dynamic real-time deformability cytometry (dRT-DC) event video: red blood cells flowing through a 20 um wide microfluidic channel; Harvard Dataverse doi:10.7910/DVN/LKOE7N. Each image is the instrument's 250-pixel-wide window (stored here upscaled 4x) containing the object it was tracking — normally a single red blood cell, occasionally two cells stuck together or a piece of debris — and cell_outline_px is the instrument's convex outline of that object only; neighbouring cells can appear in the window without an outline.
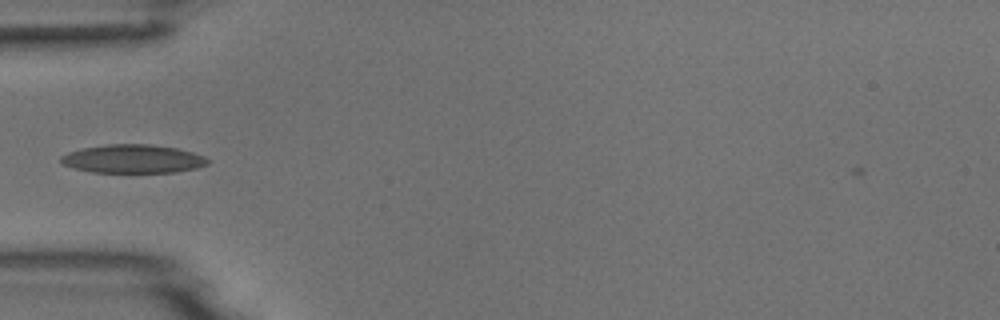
{"species": "common noctule bat (a hibernating species)", "species_latin": "Nyctalus noctula", "temperature_condition": "room temperature", "stored_images_in_passage": 1, "camera_frame_rate_fps": 3000, "um_per_image_px": 0.085, "animal": {"sex": "male", "body_mass_g": 18.8}, "frame": {"image": 1, "passage_image": 1, "time_ms": 0.0, "image_size_px": [1000, 320], "cell_outline_px": [[208, 164], [196, 168], [176, 172], [92, 172], [76, 168], [64, 164], [60, 160], [60, 156], [68, 152], [84, 148], [108, 144], [152, 144], [176, 148], [192, 152], [204, 156], [208, 160]], "centroid_in_image_um": [11.32, 13.5], "position_along_channel_um": 73.7, "area_um2": 24.16}}